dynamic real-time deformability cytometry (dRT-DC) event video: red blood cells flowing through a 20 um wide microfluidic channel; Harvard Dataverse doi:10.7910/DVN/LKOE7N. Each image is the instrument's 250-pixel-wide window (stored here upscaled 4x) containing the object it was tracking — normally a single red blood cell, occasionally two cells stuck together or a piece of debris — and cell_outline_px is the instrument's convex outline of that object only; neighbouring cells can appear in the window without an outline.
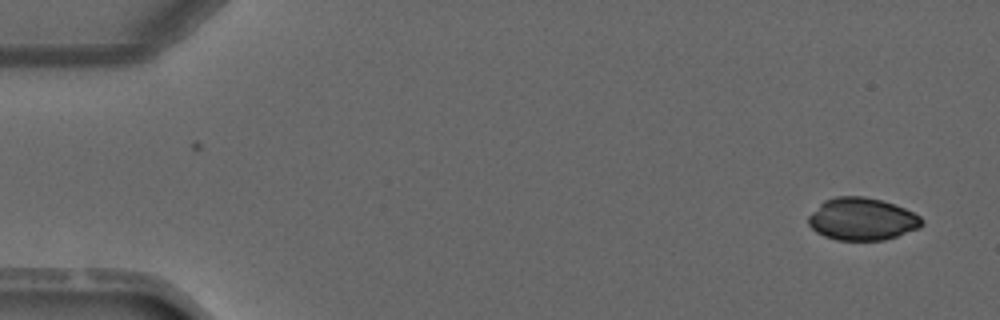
{"species": "common noctule bat (a hibernating species)", "species_latin": "Nyctalus noctula", "temperature_condition": "warm", "stored_images_in_passage": 4, "camera_frame_rate_fps": 3000, "um_per_image_px": 0.085, "animal": {"sex": "male", "forearm_length_mm": 52.5}, "frame": {"image": 1, "passage_image": 4, "time_ms": 4.333, "image_size_px": [1000, 320], "cell_outline_px": [[924, 224], [920, 228], [884, 240], [836, 240], [824, 236], [816, 232], [808, 224], [808, 216], [824, 200], [836, 196], [864, 196], [880, 200], [904, 208], [920, 216], [924, 220]], "centroid_in_image_um": [73.27, 18.62], "position_along_channel_um": 11.7, "area_um2": 28.03}}